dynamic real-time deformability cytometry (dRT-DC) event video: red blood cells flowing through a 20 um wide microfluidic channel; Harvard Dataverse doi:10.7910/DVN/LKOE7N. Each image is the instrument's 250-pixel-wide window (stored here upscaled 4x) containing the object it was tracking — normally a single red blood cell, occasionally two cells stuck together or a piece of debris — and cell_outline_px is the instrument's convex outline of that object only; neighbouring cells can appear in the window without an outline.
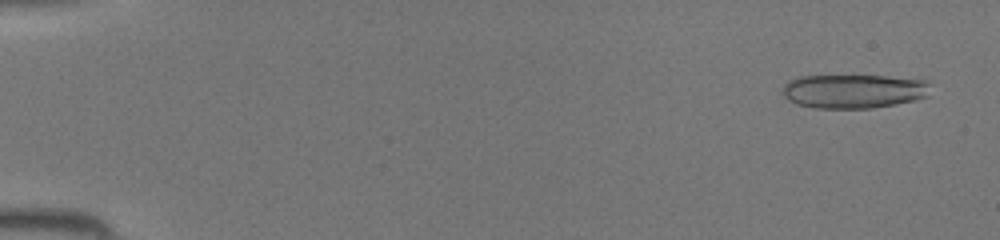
{"species": "common noctule bat (a hibernating species)", "species_latin": "Nyctalus noctula", "temperature_condition": "room temperature", "stored_images_in_passage": 16, "camera_frame_rate_fps": 3000, "um_per_image_px": 0.085, "animal": {"sex": "female", "body_mass_g": 19.5, "forearm_length_mm": 54.1}, "frame": {"image": 1, "passage_image": 2, "time_ms": 0.333, "image_size_px": [1000, 240], "cell_outline_px": [[928, 96], [916, 100], [896, 104], [872, 108], [816, 108], [796, 104], [788, 100], [780, 92], [784, 84], [788, 80], [800, 76], [888, 76], [928, 80]], "centroid_in_image_um": [72.53, 7.75], "position_along_channel_um": 12.5, "area_um2": 29.54}}
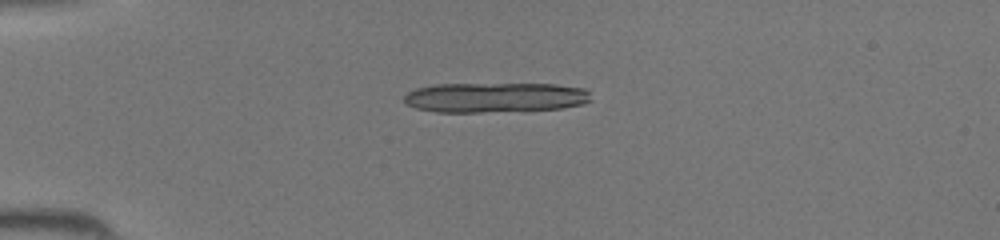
{"frame": {"image": 2, "passage_image": 11, "time_ms": 3.333, "image_size_px": [1000, 240], "cell_outline_px": [[592, 100], [584, 104], [564, 108], [480, 112], [436, 112], [416, 108], [408, 104], [404, 100], [404, 96], [408, 92], [416, 88], [432, 84], [556, 84], [584, 88], [588, 92]], "centroid_in_image_um": [42.09, 8.28], "position_along_channel_um": 42.9, "area_um2": 32.66}}